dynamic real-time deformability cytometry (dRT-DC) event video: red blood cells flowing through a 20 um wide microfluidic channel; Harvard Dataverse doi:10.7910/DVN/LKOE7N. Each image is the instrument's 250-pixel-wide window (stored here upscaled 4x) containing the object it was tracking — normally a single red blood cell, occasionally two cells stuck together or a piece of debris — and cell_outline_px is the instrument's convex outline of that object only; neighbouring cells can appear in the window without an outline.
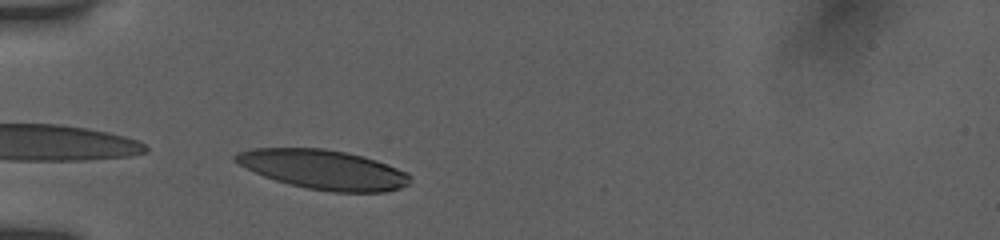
{"species": "human", "species_latin": "Homo sapiens", "temperature_condition": "room temperature", "stored_images_in_passage": 30, "camera_frame_rate_fps": 3000, "um_per_image_px": 0.085, "donor": {"sex": "female"}, "frame": {"image": 1, "passage_image": 1, "time_ms": 0.0, "image_size_px": [1000, 240], "cell_outline_px": [[412, 180], [408, 184], [400, 188], [388, 192], [332, 192], [308, 188], [276, 180], [264, 176], [232, 160], [232, 156], [236, 152], [252, 148], [324, 148], [364, 156], [376, 160], [408, 172], [412, 176]], "centroid_in_image_um": [27.53, 14.4], "position_along_channel_um": 57.5, "area_um2": 40.11}}
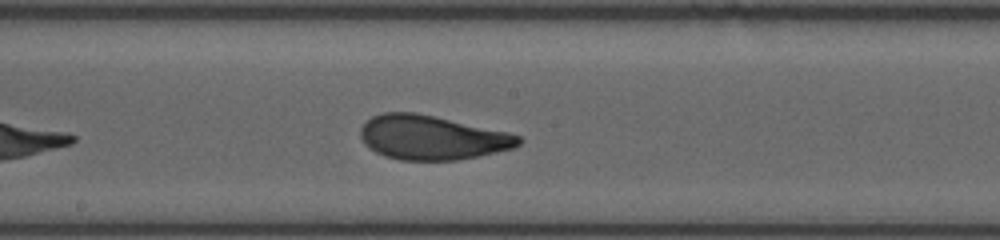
{"frame": {"image": 2, "passage_image": 14, "time_ms": 4.333, "image_size_px": [1000, 240], "cell_outline_px": [[524, 140], [520, 144], [512, 148], [496, 152], [456, 160], [400, 160], [384, 156], [376, 152], [364, 144], [360, 136], [360, 128], [372, 116], [384, 112], [416, 112], [508, 132], [520, 136]], "centroid_in_image_um": [36.69, 11.69], "position_along_channel_um": 211.5, "area_um2": 40.69}}
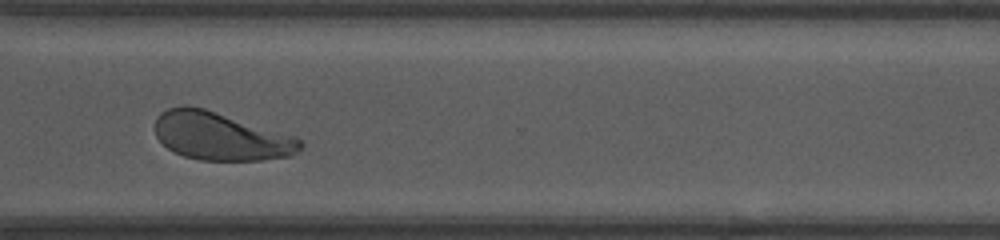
{"frame": {"image": 3, "passage_image": 25, "time_ms": 8.0, "image_size_px": [1000, 240], "cell_outline_px": [[304, 148], [292, 156], [264, 160], [200, 160], [184, 156], [172, 152], [156, 136], [156, 116], [160, 112], [168, 108], [184, 104], [188, 104], [204, 108], [292, 136], [300, 140], [304, 144]], "centroid_in_image_um": [18.73, 11.58], "position_along_channel_um": 351.9, "area_um2": 40.58}, "authors_computed_cell_mechanics": {"area_um2": 40.7201, "velocity_mm_per_s": 3.8382, "shape_relaxation_time_tau1_ms": 2.7031, "shape_relaxation_time_tau2_ms": 0.9109, "deformation_change_tau1": 0.1541, "deformation_change_tau2": 0.0772}}